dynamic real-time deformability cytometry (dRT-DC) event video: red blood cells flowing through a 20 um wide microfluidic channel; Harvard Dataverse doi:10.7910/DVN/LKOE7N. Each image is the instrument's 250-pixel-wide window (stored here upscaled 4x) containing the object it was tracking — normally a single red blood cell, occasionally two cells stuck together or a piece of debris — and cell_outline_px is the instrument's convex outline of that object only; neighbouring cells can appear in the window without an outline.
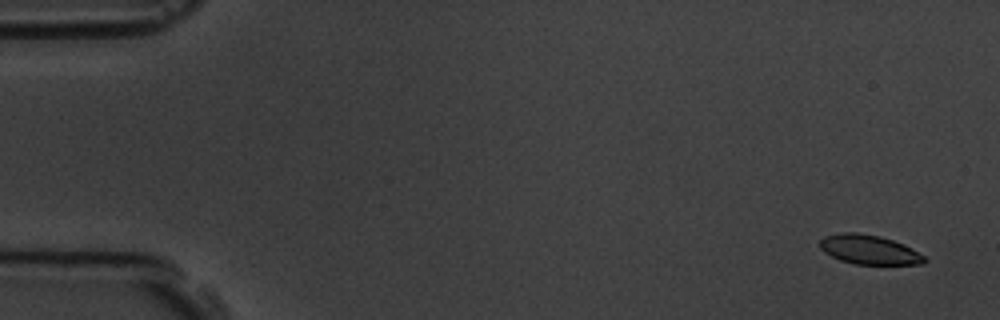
{"species": "common noctule bat (a hibernating species)", "species_latin": "Nyctalus noctula", "temperature_condition": "room temperature", "stored_images_in_passage": 6, "camera_frame_rate_fps": 3000, "um_per_image_px": 0.085, "animal": {"sex": "male", "body_mass_g": 19.5, "forearm_length_mm": 54.6}, "frame": {"image": 1, "passage_image": 1, "time_ms": 0.0, "image_size_px": [1000, 320], "cell_outline_px": [[928, 260], [924, 264], [856, 264], [840, 260], [824, 252], [820, 248], [820, 240], [824, 236], [840, 232], [856, 232], [880, 236], [904, 244], [912, 248], [924, 256]], "centroid_in_image_um": [73.88, 21.21], "position_along_channel_um": 11.1, "area_um2": 17.92}}
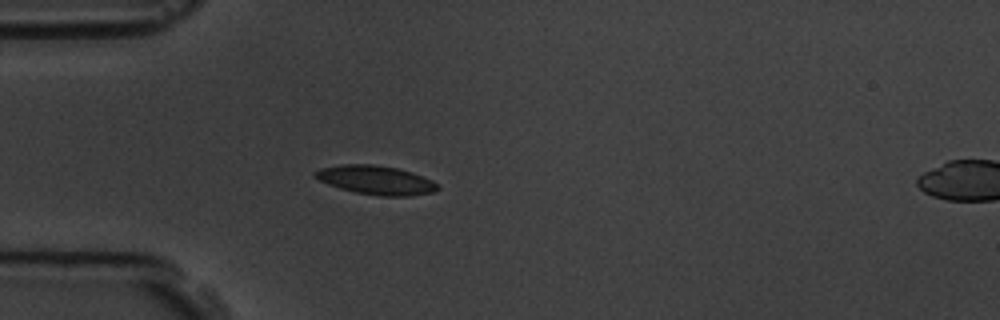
{"frame": {"image": 2, "passage_image": 5, "time_ms": 4.667, "image_size_px": [1000, 320], "cell_outline_px": [[440, 188], [436, 192], [408, 196], [380, 196], [356, 192], [340, 188], [328, 184], [312, 176], [312, 172], [320, 168], [344, 164], [372, 164], [396, 168], [412, 172], [432, 180]], "centroid_in_image_um": [31.95, 15.3], "position_along_channel_um": 53.1, "area_um2": 20.63}}